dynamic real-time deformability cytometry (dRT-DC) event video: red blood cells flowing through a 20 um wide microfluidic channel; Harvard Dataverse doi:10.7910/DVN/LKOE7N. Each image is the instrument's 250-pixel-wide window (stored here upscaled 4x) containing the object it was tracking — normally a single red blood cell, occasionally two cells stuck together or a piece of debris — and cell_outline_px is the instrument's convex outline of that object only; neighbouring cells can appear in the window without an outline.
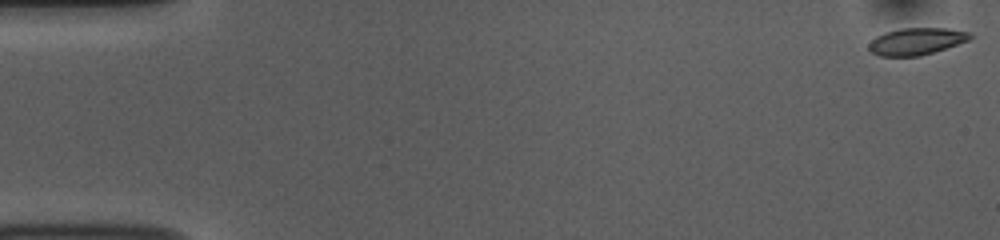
{"species": "common noctule bat (a hibernating species)", "species_latin": "Nyctalus noctula", "temperature_condition": "room temperature", "stored_images_in_passage": 53, "camera_frame_rate_fps": 3000, "um_per_image_px": 0.085, "animal": {"sex": "female", "body_mass_g": 10.0, "forearm_length_mm": 53.1}, "frame": {"image": 1, "passage_image": 1, "time_ms": 0.0, "image_size_px": [1000, 240], "cell_outline_px": [[972, 36], [968, 40], [920, 56], [880, 56], [868, 52], [868, 44], [876, 36], [884, 32], [900, 28], [948, 28], [972, 32]], "centroid_in_image_um": [77.84, 3.5], "position_along_channel_um": 7.2, "area_um2": 15.95}}
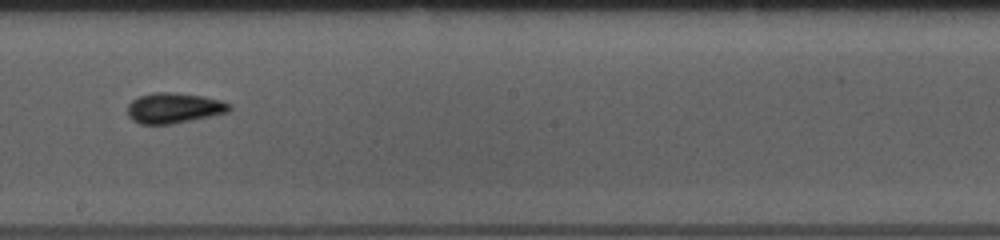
{"frame": {"image": 2, "passage_image": 30, "time_ms": 9.667, "image_size_px": [1000, 240], "cell_outline_px": [[232, 108], [228, 112], [172, 124], [140, 124], [132, 120], [128, 116], [128, 104], [132, 100], [140, 96], [152, 92], [168, 92], [204, 96], [220, 100], [232, 104]], "centroid_in_image_um": [14.78, 9.18], "position_along_channel_um": 233.4, "area_um2": 18.03}}
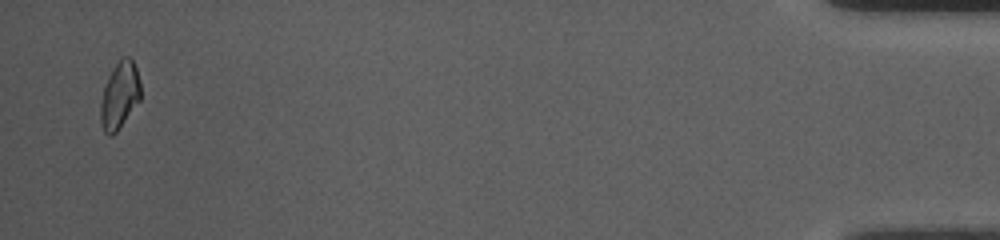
{"frame": {"image": 3, "passage_image": 52, "time_ms": 17.0, "image_size_px": [1000, 240], "cell_outline_px": [[140, 100], [116, 132], [112, 136], [108, 136], [104, 132], [100, 124], [100, 104], [104, 84], [112, 68], [120, 56], [128, 56], [132, 60], [136, 68], [140, 80]], "centroid_in_image_um": [10.14, 8.09], "position_along_channel_um": 425.1, "area_um2": 15.9}, "authors_computed_cell_mechanics": {"area_um2": 16.473, "velocity_mm_per_s": 3.7758, "shape_relaxation_time_tau1_ms": 3.3864, "shape_relaxation_time_tau2_ms": 4.4714, "deformation_change_tau1": 0.1048, "deformation_change_tau2": 0.0878}}